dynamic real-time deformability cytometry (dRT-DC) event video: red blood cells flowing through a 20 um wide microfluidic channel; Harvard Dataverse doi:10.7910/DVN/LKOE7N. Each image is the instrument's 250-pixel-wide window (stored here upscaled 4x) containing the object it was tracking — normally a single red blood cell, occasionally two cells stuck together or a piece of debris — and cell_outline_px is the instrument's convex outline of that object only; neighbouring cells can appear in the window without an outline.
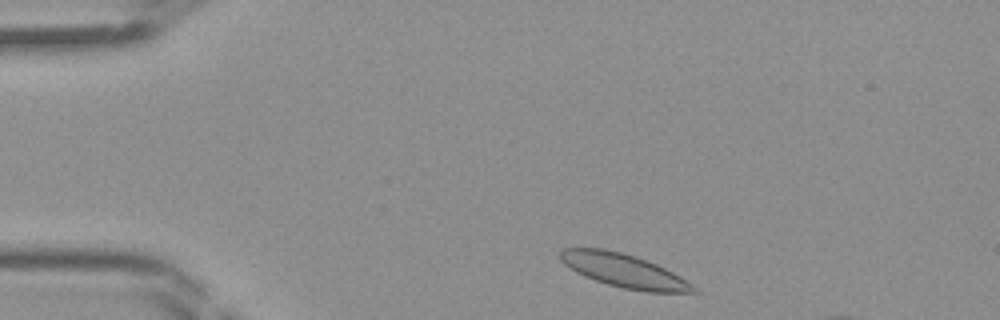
{"species": "Egyptian fruit bat (a non-hibernating species)", "species_latin": "Rousettus aegyptiacus", "temperature_condition": "room temperature", "stored_images_in_passage": 39, "camera_frame_rate_fps": 3000, "um_per_image_px": 0.085, "frame": {"image": 1, "passage_image": 2, "time_ms": 0.333, "image_size_px": [1000, 320], "cell_outline_px": [[700, 292], [648, 292], [624, 288], [608, 284], [584, 276], [576, 272], [564, 264], [560, 260], [560, 252], [564, 248], [604, 248], [636, 256], [656, 264], [680, 276], [692, 284]], "centroid_in_image_um": [53.02, 23.0], "position_along_channel_um": 32.0, "area_um2": 25.78}}
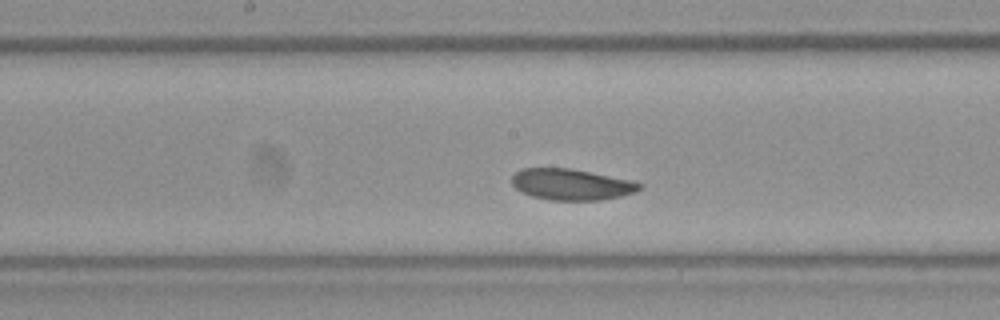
{"frame": {"image": 2, "passage_image": 17, "time_ms": 5.333, "image_size_px": [1000, 320], "cell_outline_px": [[644, 184], [636, 192], [620, 196], [600, 200], [552, 200], [532, 196], [516, 188], [512, 184], [512, 176], [520, 168], [572, 168], [632, 180]], "centroid_in_image_um": [48.59, 15.66], "position_along_channel_um": 199.6, "area_um2": 23.18}}
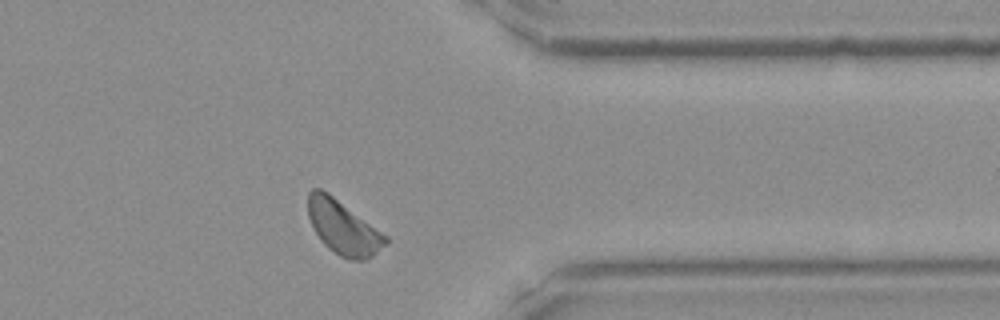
{"frame": {"image": 3, "passage_image": 30, "time_ms": 9.667, "image_size_px": [1000, 320], "cell_outline_px": [[388, 244], [372, 256], [364, 260], [348, 260], [340, 256], [328, 248], [320, 240], [308, 216], [308, 192], [312, 188], [320, 188], [328, 192], [388, 236]], "centroid_in_image_um": [29.18, 19.34], "position_along_channel_um": 382.2, "area_um2": 24.39}}